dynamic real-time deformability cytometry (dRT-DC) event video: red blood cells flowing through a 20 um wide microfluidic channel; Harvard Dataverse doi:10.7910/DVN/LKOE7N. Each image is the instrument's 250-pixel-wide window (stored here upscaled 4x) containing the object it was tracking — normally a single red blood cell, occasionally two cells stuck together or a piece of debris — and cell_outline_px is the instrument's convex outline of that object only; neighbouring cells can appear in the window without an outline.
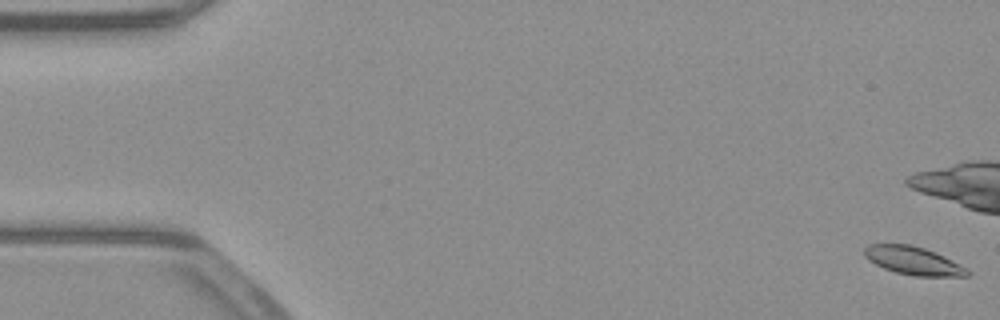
{"species": "common noctule bat (a hibernating species)", "species_latin": "Nyctalus noctula", "temperature_condition": "warm", "stored_images_in_passage": 55, "camera_frame_rate_fps": 3000, "um_per_image_px": 0.085, "animal": {"sex": "male", "body_mass_g": 23.1, "forearm_length_mm": 52.7}, "frame": {"image": 1, "passage_image": 1, "time_ms": 0.0, "image_size_px": [1000, 320], "cell_outline_px": [[972, 272], [968, 276], [912, 276], [896, 272], [884, 268], [868, 260], [864, 256], [864, 248], [868, 244], [912, 244], [936, 252], [968, 268]], "centroid_in_image_um": [77.65, 22.16], "position_along_channel_um": 7.4, "area_um2": 17.05}}
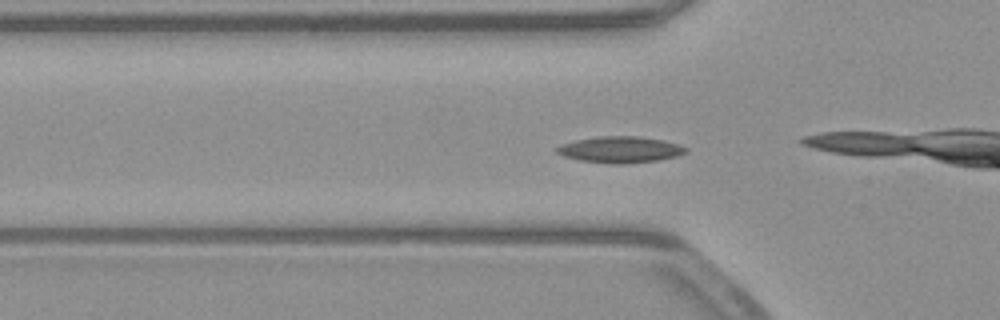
{"frame": {"image": 2, "passage_image": 18, "time_ms": 5.667, "image_size_px": [1000, 320], "cell_outline_px": [[688, 152], [676, 156], [656, 160], [624, 164], [612, 164], [580, 160], [564, 156], [556, 152], [556, 148], [560, 144], [576, 140], [596, 136], [640, 136], [664, 140], [680, 144], [688, 148]], "centroid_in_image_um": [52.73, 12.7], "position_along_channel_um": 73.1, "area_um2": 19.88}}